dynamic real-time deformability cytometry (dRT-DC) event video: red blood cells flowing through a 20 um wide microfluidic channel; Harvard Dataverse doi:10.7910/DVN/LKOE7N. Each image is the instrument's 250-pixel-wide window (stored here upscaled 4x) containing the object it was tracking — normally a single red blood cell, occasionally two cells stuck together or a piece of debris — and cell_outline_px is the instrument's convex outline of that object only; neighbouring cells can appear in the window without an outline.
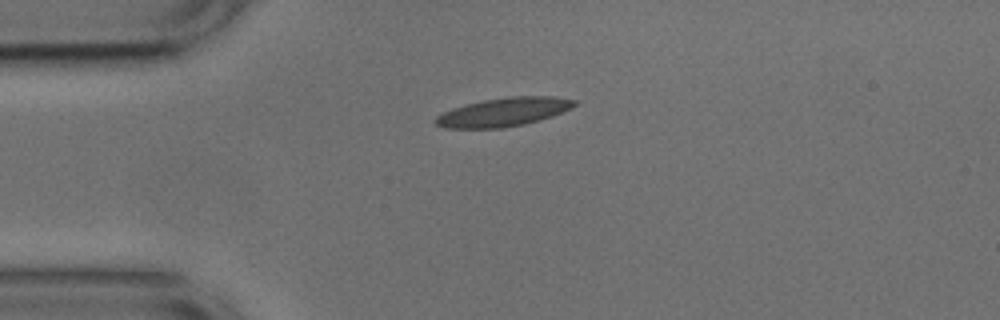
{"species": "common noctule bat (a hibernating species)", "species_latin": "Nyctalus noctula", "temperature_condition": "cold", "stored_images_in_passage": 42, "camera_frame_rate_fps": 3000, "um_per_image_px": 0.085, "animal": {"sex": "male", "body_mass_g": 17.9, "forearm_length_mm": 54.2}, "frame": {"image": 1, "passage_image": 1, "time_ms": 0.0, "image_size_px": [1000, 320], "cell_outline_px": [[576, 104], [552, 116], [524, 124], [504, 128], [444, 128], [436, 124], [432, 120], [436, 116], [452, 108], [484, 100], [508, 96], [552, 96], [576, 100]], "centroid_in_image_um": [42.75, 9.53], "position_along_channel_um": 42.2, "area_um2": 22.95}}
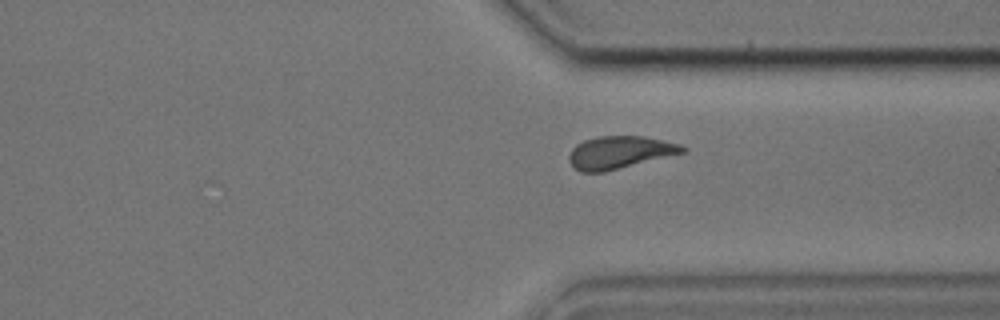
{"frame": {"image": 2, "passage_image": 28, "time_ms": 9.0, "image_size_px": [1000, 320], "cell_outline_px": [[688, 152], [604, 172], [580, 172], [572, 168], [568, 160], [568, 156], [572, 148], [576, 144], [584, 140], [596, 136], [644, 136], [680, 144], [688, 148]], "centroid_in_image_um": [52.67, 12.96], "position_along_channel_um": 358.7, "area_um2": 21.91}}
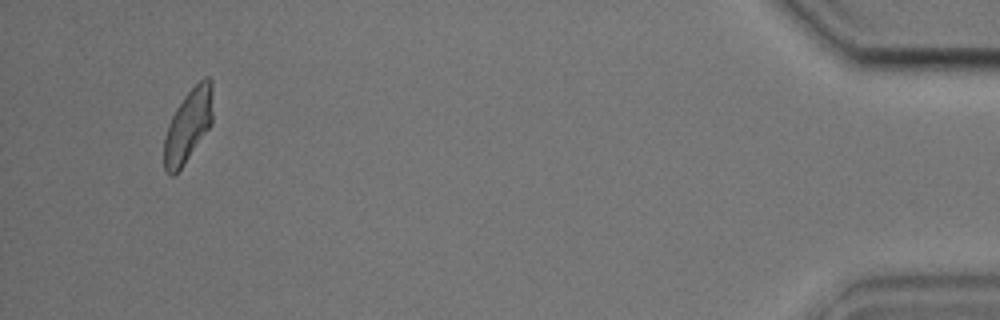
{"frame": {"image": 3, "passage_image": 39, "time_ms": 12.667, "image_size_px": [1000, 320], "cell_outline_px": [[212, 124], [184, 164], [172, 176], [164, 168], [164, 136], [168, 124], [176, 108], [184, 96], [204, 76], [208, 76], [212, 80]], "centroid_in_image_um": [16.0, 10.64], "position_along_channel_um": 419.2, "area_um2": 20.58}, "authors_computed_cell_mechanics": {"area_um2": 21.8484, "velocity_mm_per_s": 3.7446, "shape_relaxation_time_tau1_ms": 3.9825, "shape_relaxation_time_tau2_ms": 2.3336, "deformation_change_tau1": 0.152, "deformation_change_tau2": 0.1033}}